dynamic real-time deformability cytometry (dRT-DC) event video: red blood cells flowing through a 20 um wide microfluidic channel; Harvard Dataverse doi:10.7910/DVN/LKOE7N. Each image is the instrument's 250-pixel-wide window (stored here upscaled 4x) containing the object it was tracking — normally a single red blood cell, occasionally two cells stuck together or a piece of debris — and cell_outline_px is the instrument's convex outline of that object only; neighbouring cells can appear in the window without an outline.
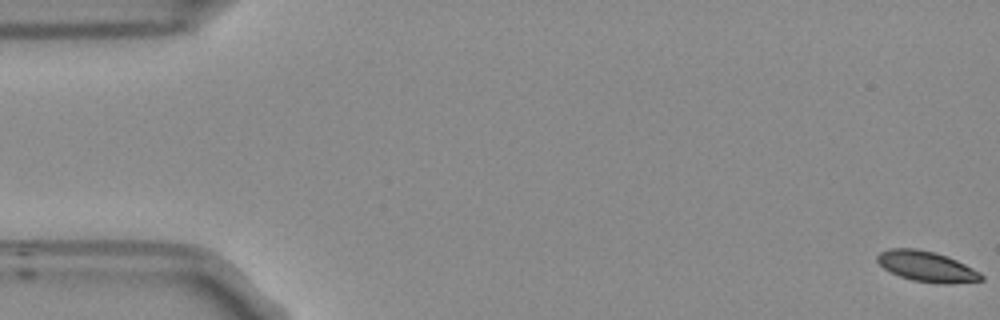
{"species": "Egyptian fruit bat (a non-hibernating species)", "species_latin": "Rousettus aegyptiacus", "temperature_condition": "room temperature", "stored_images_in_passage": 55, "camera_frame_rate_fps": 3000, "um_per_image_px": 0.085, "frame": {"image": 1, "passage_image": 1, "time_ms": 0.0, "image_size_px": [1000, 320], "cell_outline_px": [[984, 280], [940, 284], [912, 280], [900, 276], [884, 268], [876, 260], [876, 256], [880, 252], [888, 248], [916, 248], [948, 256], [980, 272], [984, 276]], "centroid_in_image_um": [78.75, 22.64], "position_along_channel_um": 6.2, "area_um2": 18.32}}
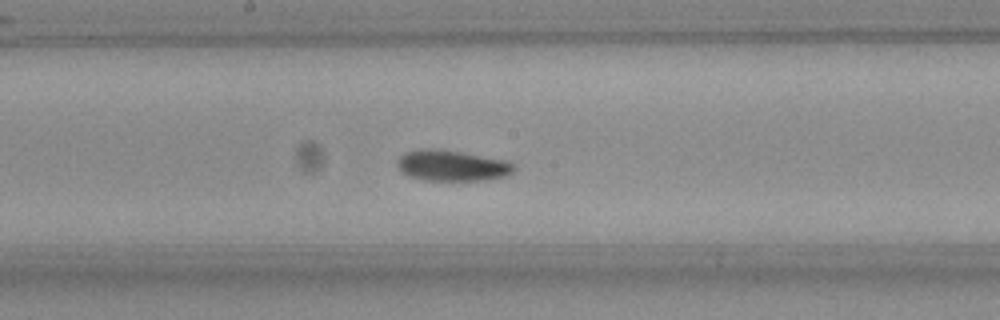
{"frame": {"image": 2, "passage_image": 29, "time_ms": 9.333, "image_size_px": [1000, 320], "cell_outline_px": [[516, 168], [508, 176], [484, 180], [424, 180], [408, 176], [396, 164], [396, 160], [404, 152], [460, 152], [504, 160], [512, 164]], "centroid_in_image_um": [38.48, 14.14], "position_along_channel_um": 209.7, "area_um2": 19.88}}
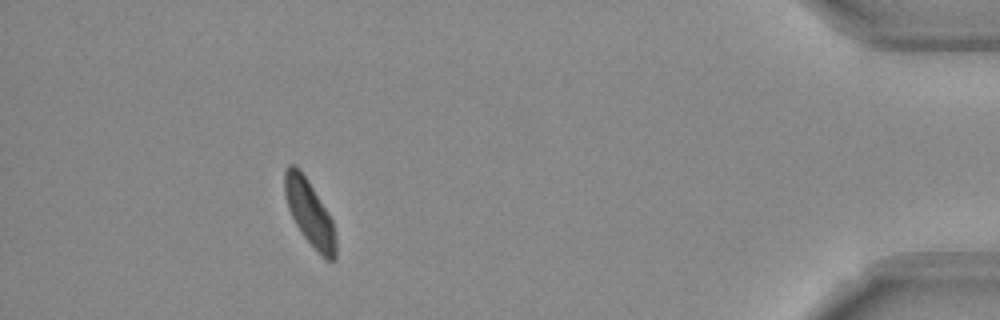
{"frame": {"image": 3, "passage_image": 50, "time_ms": 16.333, "image_size_px": [1000, 320], "cell_outline_px": [[336, 260], [328, 260], [300, 232], [288, 208], [284, 196], [284, 172], [288, 164], [296, 164], [300, 168], [308, 180], [328, 212], [332, 220], [336, 240]], "centroid_in_image_um": [26.29, 18.02], "position_along_channel_um": 408.9, "area_um2": 19.31}, "authors_computed_cell_mechanics": {"area_um2": 19.7676, "velocity_mm_per_s": 3.7078, "shape_relaxation_time_tau1_ms": 2.2498, "shape_relaxation_time_tau2_ms": null, "deformation_change_tau1": 0.1073, "deformation_change_tau2": null}}